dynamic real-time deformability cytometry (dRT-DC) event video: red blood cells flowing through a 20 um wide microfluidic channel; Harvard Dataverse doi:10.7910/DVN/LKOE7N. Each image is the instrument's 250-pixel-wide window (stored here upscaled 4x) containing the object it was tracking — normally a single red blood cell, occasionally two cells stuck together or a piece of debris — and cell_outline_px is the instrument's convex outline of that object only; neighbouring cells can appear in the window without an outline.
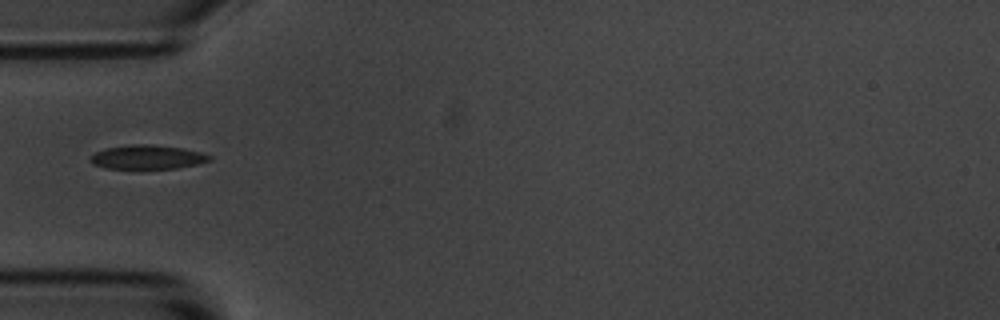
{"species": "common noctule bat (a hibernating species)", "species_latin": "Nyctalus noctula", "temperature_condition": "room temperature", "stored_images_in_passage": 1, "camera_frame_rate_fps": 3000, "um_per_image_px": 0.085, "animal": {"sex": "male", "body_mass_g": 20.1, "forearm_length_mm": 53.5}, "frame": {"image": 1, "passage_image": 1, "time_ms": 0.0, "image_size_px": [1000, 320], "cell_outline_px": [[212, 160], [196, 164], [176, 168], [104, 168], [92, 164], [88, 160], [96, 152], [108, 148], [132, 144], [152, 144], [184, 148], [200, 152], [212, 156]], "centroid_in_image_um": [12.54, 13.35], "position_along_channel_um": 72.5, "area_um2": 16.59}}